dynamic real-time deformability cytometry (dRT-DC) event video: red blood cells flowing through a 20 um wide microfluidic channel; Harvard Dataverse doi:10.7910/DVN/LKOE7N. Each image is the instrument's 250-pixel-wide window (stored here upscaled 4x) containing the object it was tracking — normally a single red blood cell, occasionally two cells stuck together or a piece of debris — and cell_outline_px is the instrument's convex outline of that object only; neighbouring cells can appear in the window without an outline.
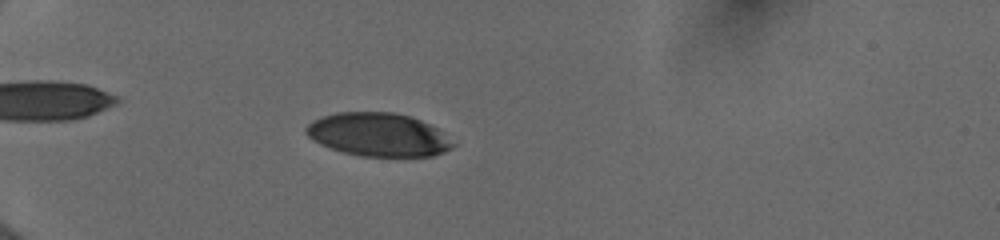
{"species": "human", "species_latin": "Homo sapiens", "temperature_condition": "cold", "stored_images_in_passage": 55, "camera_frame_rate_fps": 3000, "um_per_image_px": 0.085, "donor": {"sex": "female"}, "frame": {"image": 1, "passage_image": 19, "time_ms": 6.0, "image_size_px": [1000, 240], "cell_outline_px": [[456, 144], [452, 148], [444, 152], [432, 156], [360, 156], [344, 152], [320, 144], [312, 140], [304, 132], [304, 128], [312, 120], [336, 112], [392, 112], [408, 116], [420, 120], [436, 128]], "centroid_in_image_um": [32.13, 11.44], "position_along_channel_um": 52.9, "area_um2": 36.93}}
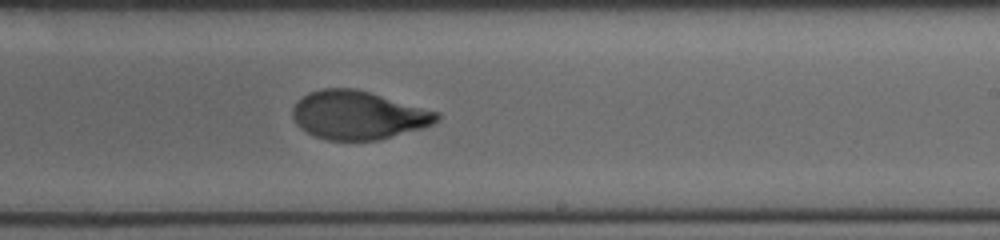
{"frame": {"image": 2, "passage_image": 37, "time_ms": 12.0, "image_size_px": [1000, 240], "cell_outline_px": [[440, 116], [432, 124], [424, 128], [380, 140], [328, 140], [316, 136], [300, 128], [296, 124], [292, 116], [292, 108], [308, 92], [320, 88], [356, 88], [440, 112]], "centroid_in_image_um": [30.46, 9.78], "position_along_channel_um": 258.5, "area_um2": 40.81}}
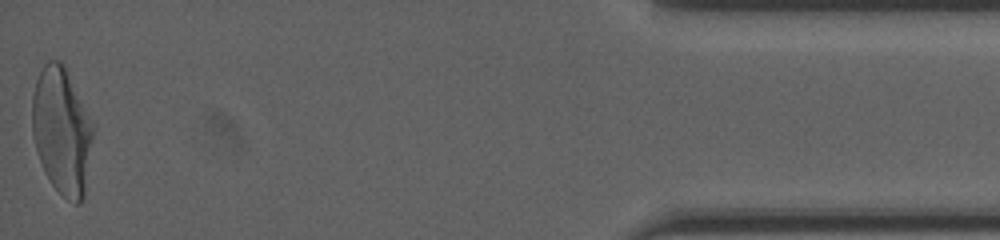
{"frame": {"image": 3, "passage_image": 55, "time_ms": 18.0, "image_size_px": [1000, 240], "cell_outline_px": [[96, 124], [84, 196], [80, 204], [76, 204], [68, 200], [52, 184], [44, 172], [32, 136], [32, 96], [36, 80], [44, 64], [48, 60], [60, 60], [64, 64]], "centroid_in_image_um": [5.29, 11.09], "position_along_channel_um": 429.9, "area_um2": 45.84}, "authors_computed_cell_mechanics": {"area_um2": 40.9802, "velocity_mm_per_s": 3.9984, "shape_relaxation_time_tau1_ms": 5.7967, "shape_relaxation_time_tau2_ms": 0.6797, "deformation_change_tau1": 0.2086, "deformation_change_tau2": 0.0533}}